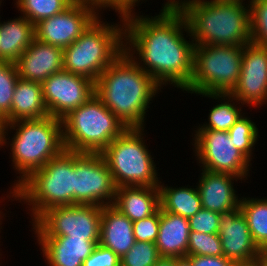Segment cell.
<instances>
[{
	"label": "cell",
	"mask_w": 267,
	"mask_h": 266,
	"mask_svg": "<svg viewBox=\"0 0 267 266\" xmlns=\"http://www.w3.org/2000/svg\"><path fill=\"white\" fill-rule=\"evenodd\" d=\"M135 10H123L125 52L162 87L183 91L192 79L195 48L183 14L170 0L153 16Z\"/></svg>",
	"instance_id": "1"
},
{
	"label": "cell",
	"mask_w": 267,
	"mask_h": 266,
	"mask_svg": "<svg viewBox=\"0 0 267 266\" xmlns=\"http://www.w3.org/2000/svg\"><path fill=\"white\" fill-rule=\"evenodd\" d=\"M94 87L95 95L126 128H146L149 105L166 89L125 51L101 73Z\"/></svg>",
	"instance_id": "2"
},
{
	"label": "cell",
	"mask_w": 267,
	"mask_h": 266,
	"mask_svg": "<svg viewBox=\"0 0 267 266\" xmlns=\"http://www.w3.org/2000/svg\"><path fill=\"white\" fill-rule=\"evenodd\" d=\"M170 1L183 14L195 45L251 43L248 0Z\"/></svg>",
	"instance_id": "3"
},
{
	"label": "cell",
	"mask_w": 267,
	"mask_h": 266,
	"mask_svg": "<svg viewBox=\"0 0 267 266\" xmlns=\"http://www.w3.org/2000/svg\"><path fill=\"white\" fill-rule=\"evenodd\" d=\"M4 146L10 147L11 166L14 172L19 174L16 176L17 180L15 179L10 185L7 194L2 195L3 197L7 195L6 198L11 199V192L22 181L65 150L62 119L48 116L42 119L17 120L4 124L1 149Z\"/></svg>",
	"instance_id": "4"
},
{
	"label": "cell",
	"mask_w": 267,
	"mask_h": 266,
	"mask_svg": "<svg viewBox=\"0 0 267 266\" xmlns=\"http://www.w3.org/2000/svg\"><path fill=\"white\" fill-rule=\"evenodd\" d=\"M119 22H104L101 13L70 46L63 49V69L94 83L125 51L123 11H114ZM113 24V25H112Z\"/></svg>",
	"instance_id": "5"
},
{
	"label": "cell",
	"mask_w": 267,
	"mask_h": 266,
	"mask_svg": "<svg viewBox=\"0 0 267 266\" xmlns=\"http://www.w3.org/2000/svg\"><path fill=\"white\" fill-rule=\"evenodd\" d=\"M74 175L75 152L64 150L22 181L8 201L26 203L33 223L51 207L74 205Z\"/></svg>",
	"instance_id": "6"
},
{
	"label": "cell",
	"mask_w": 267,
	"mask_h": 266,
	"mask_svg": "<svg viewBox=\"0 0 267 266\" xmlns=\"http://www.w3.org/2000/svg\"><path fill=\"white\" fill-rule=\"evenodd\" d=\"M127 128L94 94L62 118L65 150L101 153Z\"/></svg>",
	"instance_id": "7"
},
{
	"label": "cell",
	"mask_w": 267,
	"mask_h": 266,
	"mask_svg": "<svg viewBox=\"0 0 267 266\" xmlns=\"http://www.w3.org/2000/svg\"><path fill=\"white\" fill-rule=\"evenodd\" d=\"M145 131V128H127L101 152L116 188L159 185V169L153 152L148 149Z\"/></svg>",
	"instance_id": "8"
},
{
	"label": "cell",
	"mask_w": 267,
	"mask_h": 266,
	"mask_svg": "<svg viewBox=\"0 0 267 266\" xmlns=\"http://www.w3.org/2000/svg\"><path fill=\"white\" fill-rule=\"evenodd\" d=\"M243 46L195 45L194 70L184 93L230 94L242 67Z\"/></svg>",
	"instance_id": "9"
},
{
	"label": "cell",
	"mask_w": 267,
	"mask_h": 266,
	"mask_svg": "<svg viewBox=\"0 0 267 266\" xmlns=\"http://www.w3.org/2000/svg\"><path fill=\"white\" fill-rule=\"evenodd\" d=\"M102 207L98 205L55 206L44 211L33 223V237L85 238L99 240Z\"/></svg>",
	"instance_id": "10"
},
{
	"label": "cell",
	"mask_w": 267,
	"mask_h": 266,
	"mask_svg": "<svg viewBox=\"0 0 267 266\" xmlns=\"http://www.w3.org/2000/svg\"><path fill=\"white\" fill-rule=\"evenodd\" d=\"M193 131L190 143L193 146V157L195 155L200 169L235 175L244 182L248 180L253 163L235 148L233 141H230L228 131L212 129Z\"/></svg>",
	"instance_id": "11"
},
{
	"label": "cell",
	"mask_w": 267,
	"mask_h": 266,
	"mask_svg": "<svg viewBox=\"0 0 267 266\" xmlns=\"http://www.w3.org/2000/svg\"><path fill=\"white\" fill-rule=\"evenodd\" d=\"M102 9L95 0H75L63 12L35 24V39L64 49L104 13Z\"/></svg>",
	"instance_id": "12"
},
{
	"label": "cell",
	"mask_w": 267,
	"mask_h": 266,
	"mask_svg": "<svg viewBox=\"0 0 267 266\" xmlns=\"http://www.w3.org/2000/svg\"><path fill=\"white\" fill-rule=\"evenodd\" d=\"M116 187L101 153L75 152L74 205H112Z\"/></svg>",
	"instance_id": "13"
},
{
	"label": "cell",
	"mask_w": 267,
	"mask_h": 266,
	"mask_svg": "<svg viewBox=\"0 0 267 266\" xmlns=\"http://www.w3.org/2000/svg\"><path fill=\"white\" fill-rule=\"evenodd\" d=\"M49 116L62 119L95 94L94 82L84 76L61 70L41 83Z\"/></svg>",
	"instance_id": "14"
},
{
	"label": "cell",
	"mask_w": 267,
	"mask_h": 266,
	"mask_svg": "<svg viewBox=\"0 0 267 266\" xmlns=\"http://www.w3.org/2000/svg\"><path fill=\"white\" fill-rule=\"evenodd\" d=\"M230 94L249 109L267 104V47L243 45L239 81Z\"/></svg>",
	"instance_id": "15"
},
{
	"label": "cell",
	"mask_w": 267,
	"mask_h": 266,
	"mask_svg": "<svg viewBox=\"0 0 267 266\" xmlns=\"http://www.w3.org/2000/svg\"><path fill=\"white\" fill-rule=\"evenodd\" d=\"M223 256L237 266H255L261 252L254 242L241 209L221 214L219 232Z\"/></svg>",
	"instance_id": "16"
},
{
	"label": "cell",
	"mask_w": 267,
	"mask_h": 266,
	"mask_svg": "<svg viewBox=\"0 0 267 266\" xmlns=\"http://www.w3.org/2000/svg\"><path fill=\"white\" fill-rule=\"evenodd\" d=\"M199 175L196 186L202 208L220 214L239 208L241 194H237L234 182L240 180L242 183V179L228 173H214L204 169H200Z\"/></svg>",
	"instance_id": "17"
},
{
	"label": "cell",
	"mask_w": 267,
	"mask_h": 266,
	"mask_svg": "<svg viewBox=\"0 0 267 266\" xmlns=\"http://www.w3.org/2000/svg\"><path fill=\"white\" fill-rule=\"evenodd\" d=\"M63 49L34 39L14 62L20 79L37 83L63 70Z\"/></svg>",
	"instance_id": "18"
},
{
	"label": "cell",
	"mask_w": 267,
	"mask_h": 266,
	"mask_svg": "<svg viewBox=\"0 0 267 266\" xmlns=\"http://www.w3.org/2000/svg\"><path fill=\"white\" fill-rule=\"evenodd\" d=\"M47 266H82L99 240L85 238L34 237Z\"/></svg>",
	"instance_id": "19"
},
{
	"label": "cell",
	"mask_w": 267,
	"mask_h": 266,
	"mask_svg": "<svg viewBox=\"0 0 267 266\" xmlns=\"http://www.w3.org/2000/svg\"><path fill=\"white\" fill-rule=\"evenodd\" d=\"M133 222L113 204L102 207L99 243L120 258L134 245Z\"/></svg>",
	"instance_id": "20"
},
{
	"label": "cell",
	"mask_w": 267,
	"mask_h": 266,
	"mask_svg": "<svg viewBox=\"0 0 267 266\" xmlns=\"http://www.w3.org/2000/svg\"><path fill=\"white\" fill-rule=\"evenodd\" d=\"M190 226L187 218L160 208V224L155 245L161 257L187 256Z\"/></svg>",
	"instance_id": "21"
},
{
	"label": "cell",
	"mask_w": 267,
	"mask_h": 266,
	"mask_svg": "<svg viewBox=\"0 0 267 266\" xmlns=\"http://www.w3.org/2000/svg\"><path fill=\"white\" fill-rule=\"evenodd\" d=\"M113 205L132 222L153 215L160 207L158 186L116 188Z\"/></svg>",
	"instance_id": "22"
},
{
	"label": "cell",
	"mask_w": 267,
	"mask_h": 266,
	"mask_svg": "<svg viewBox=\"0 0 267 266\" xmlns=\"http://www.w3.org/2000/svg\"><path fill=\"white\" fill-rule=\"evenodd\" d=\"M48 116L41 84L19 78L12 98L11 112L2 124L17 120L42 119Z\"/></svg>",
	"instance_id": "23"
},
{
	"label": "cell",
	"mask_w": 267,
	"mask_h": 266,
	"mask_svg": "<svg viewBox=\"0 0 267 266\" xmlns=\"http://www.w3.org/2000/svg\"><path fill=\"white\" fill-rule=\"evenodd\" d=\"M0 20V61L15 62L35 39V25L26 17Z\"/></svg>",
	"instance_id": "24"
},
{
	"label": "cell",
	"mask_w": 267,
	"mask_h": 266,
	"mask_svg": "<svg viewBox=\"0 0 267 266\" xmlns=\"http://www.w3.org/2000/svg\"><path fill=\"white\" fill-rule=\"evenodd\" d=\"M195 187V188H194ZM159 203L163 211L180 215L184 218L193 217L201 208V198L197 186H168L160 180Z\"/></svg>",
	"instance_id": "25"
},
{
	"label": "cell",
	"mask_w": 267,
	"mask_h": 266,
	"mask_svg": "<svg viewBox=\"0 0 267 266\" xmlns=\"http://www.w3.org/2000/svg\"><path fill=\"white\" fill-rule=\"evenodd\" d=\"M207 97V99L217 100L216 105L209 109L208 121L195 129H212L219 131H228L234 123L244 114L242 110L244 104H240L231 94H213V93H198L196 96ZM202 95V96H201ZM220 101V102H219ZM239 105V106H238Z\"/></svg>",
	"instance_id": "26"
},
{
	"label": "cell",
	"mask_w": 267,
	"mask_h": 266,
	"mask_svg": "<svg viewBox=\"0 0 267 266\" xmlns=\"http://www.w3.org/2000/svg\"><path fill=\"white\" fill-rule=\"evenodd\" d=\"M239 208L247 220L254 242L263 250L267 246V197L241 196Z\"/></svg>",
	"instance_id": "27"
},
{
	"label": "cell",
	"mask_w": 267,
	"mask_h": 266,
	"mask_svg": "<svg viewBox=\"0 0 267 266\" xmlns=\"http://www.w3.org/2000/svg\"><path fill=\"white\" fill-rule=\"evenodd\" d=\"M245 114L247 115V112L234 123L228 130V134L235 148L242 152L250 161H253L255 145H257V141L260 140L259 128H257L258 126L256 123Z\"/></svg>",
	"instance_id": "28"
},
{
	"label": "cell",
	"mask_w": 267,
	"mask_h": 266,
	"mask_svg": "<svg viewBox=\"0 0 267 266\" xmlns=\"http://www.w3.org/2000/svg\"><path fill=\"white\" fill-rule=\"evenodd\" d=\"M19 79L14 62L0 61V121L11 112L12 98Z\"/></svg>",
	"instance_id": "29"
},
{
	"label": "cell",
	"mask_w": 267,
	"mask_h": 266,
	"mask_svg": "<svg viewBox=\"0 0 267 266\" xmlns=\"http://www.w3.org/2000/svg\"><path fill=\"white\" fill-rule=\"evenodd\" d=\"M251 42L267 47V0H248Z\"/></svg>",
	"instance_id": "30"
},
{
	"label": "cell",
	"mask_w": 267,
	"mask_h": 266,
	"mask_svg": "<svg viewBox=\"0 0 267 266\" xmlns=\"http://www.w3.org/2000/svg\"><path fill=\"white\" fill-rule=\"evenodd\" d=\"M194 255L223 256L220 236L190 231L187 256Z\"/></svg>",
	"instance_id": "31"
},
{
	"label": "cell",
	"mask_w": 267,
	"mask_h": 266,
	"mask_svg": "<svg viewBox=\"0 0 267 266\" xmlns=\"http://www.w3.org/2000/svg\"><path fill=\"white\" fill-rule=\"evenodd\" d=\"M160 258L154 242L135 241L133 247L120 259L121 266H154Z\"/></svg>",
	"instance_id": "32"
},
{
	"label": "cell",
	"mask_w": 267,
	"mask_h": 266,
	"mask_svg": "<svg viewBox=\"0 0 267 266\" xmlns=\"http://www.w3.org/2000/svg\"><path fill=\"white\" fill-rule=\"evenodd\" d=\"M220 219V213L201 208L193 217L188 219L190 231L218 234Z\"/></svg>",
	"instance_id": "33"
},
{
	"label": "cell",
	"mask_w": 267,
	"mask_h": 266,
	"mask_svg": "<svg viewBox=\"0 0 267 266\" xmlns=\"http://www.w3.org/2000/svg\"><path fill=\"white\" fill-rule=\"evenodd\" d=\"M160 224V207L151 216L134 221L133 230L135 241L156 242Z\"/></svg>",
	"instance_id": "34"
},
{
	"label": "cell",
	"mask_w": 267,
	"mask_h": 266,
	"mask_svg": "<svg viewBox=\"0 0 267 266\" xmlns=\"http://www.w3.org/2000/svg\"><path fill=\"white\" fill-rule=\"evenodd\" d=\"M82 266H121V259L111 249L97 244Z\"/></svg>",
	"instance_id": "35"
},
{
	"label": "cell",
	"mask_w": 267,
	"mask_h": 266,
	"mask_svg": "<svg viewBox=\"0 0 267 266\" xmlns=\"http://www.w3.org/2000/svg\"><path fill=\"white\" fill-rule=\"evenodd\" d=\"M192 266H237L232 260L224 256H186Z\"/></svg>",
	"instance_id": "36"
},
{
	"label": "cell",
	"mask_w": 267,
	"mask_h": 266,
	"mask_svg": "<svg viewBox=\"0 0 267 266\" xmlns=\"http://www.w3.org/2000/svg\"><path fill=\"white\" fill-rule=\"evenodd\" d=\"M104 10H125L129 8H135L141 2V4L148 0H95Z\"/></svg>",
	"instance_id": "37"
},
{
	"label": "cell",
	"mask_w": 267,
	"mask_h": 266,
	"mask_svg": "<svg viewBox=\"0 0 267 266\" xmlns=\"http://www.w3.org/2000/svg\"><path fill=\"white\" fill-rule=\"evenodd\" d=\"M154 266H175V258L161 257Z\"/></svg>",
	"instance_id": "38"
},
{
	"label": "cell",
	"mask_w": 267,
	"mask_h": 266,
	"mask_svg": "<svg viewBox=\"0 0 267 266\" xmlns=\"http://www.w3.org/2000/svg\"><path fill=\"white\" fill-rule=\"evenodd\" d=\"M255 266H267V255L262 250L256 259Z\"/></svg>",
	"instance_id": "39"
},
{
	"label": "cell",
	"mask_w": 267,
	"mask_h": 266,
	"mask_svg": "<svg viewBox=\"0 0 267 266\" xmlns=\"http://www.w3.org/2000/svg\"><path fill=\"white\" fill-rule=\"evenodd\" d=\"M175 266H192L187 257L175 258Z\"/></svg>",
	"instance_id": "40"
},
{
	"label": "cell",
	"mask_w": 267,
	"mask_h": 266,
	"mask_svg": "<svg viewBox=\"0 0 267 266\" xmlns=\"http://www.w3.org/2000/svg\"><path fill=\"white\" fill-rule=\"evenodd\" d=\"M5 212L4 211H2L1 210V207H0V233H2L1 232V229L3 228L1 225H2V221H3V218H5L4 216H6V213L4 214ZM0 239H1V236H0ZM1 246V245H0ZM2 251H1V249H0V258H2L1 256L3 255L2 253H1Z\"/></svg>",
	"instance_id": "41"
},
{
	"label": "cell",
	"mask_w": 267,
	"mask_h": 266,
	"mask_svg": "<svg viewBox=\"0 0 267 266\" xmlns=\"http://www.w3.org/2000/svg\"><path fill=\"white\" fill-rule=\"evenodd\" d=\"M2 122L0 121V150H1V143H2Z\"/></svg>",
	"instance_id": "42"
},
{
	"label": "cell",
	"mask_w": 267,
	"mask_h": 266,
	"mask_svg": "<svg viewBox=\"0 0 267 266\" xmlns=\"http://www.w3.org/2000/svg\"><path fill=\"white\" fill-rule=\"evenodd\" d=\"M262 251L267 255V246Z\"/></svg>",
	"instance_id": "43"
}]
</instances>
